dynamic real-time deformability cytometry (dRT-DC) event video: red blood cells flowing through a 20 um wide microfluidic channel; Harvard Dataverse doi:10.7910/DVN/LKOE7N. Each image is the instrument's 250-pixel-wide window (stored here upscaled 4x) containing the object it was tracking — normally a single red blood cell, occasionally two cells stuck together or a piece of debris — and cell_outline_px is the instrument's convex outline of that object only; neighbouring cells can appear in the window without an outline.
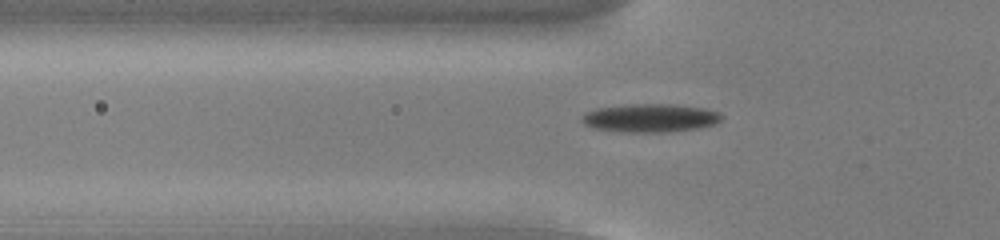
{"species": "common noctule bat (a hibernating species)", "species_latin": "Nyctalus noctula", "temperature_condition": "cold", "stored_images_in_passage": 54, "camera_frame_rate_fps": 3000, "um_per_image_px": 0.085, "animal": {"sex": "male", "body_mass_g": 13.0, "forearm_length_mm": 53.1}, "frame": {"image": 1, "passage_image": 19, "time_ms": 6.0, "image_size_px": [1000, 240], "cell_outline_px": [[724, 116], [716, 124], [700, 128], [668, 132], [624, 132], [592, 128], [584, 124], [580, 120], [584, 112], [596, 108], [632, 104], [672, 104], [704, 108], [720, 112]], "centroid_in_image_um": [55.27, 10.03], "position_along_channel_um": 70.5, "area_um2": 23.35}}
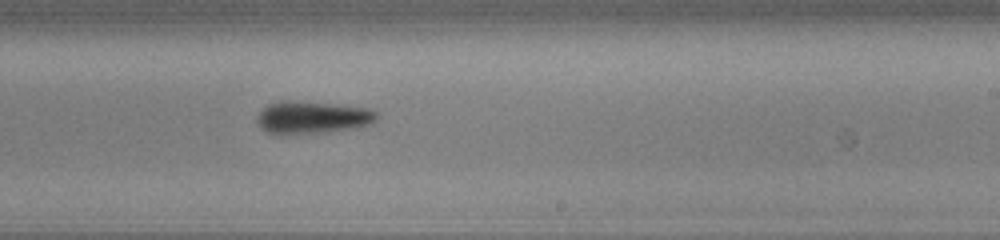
{"frame": {"image": 2, "passage_image": 34, "time_ms": 11.0, "image_size_px": [1000, 240], "cell_outline_px": [[380, 116], [372, 124], [356, 128], [324, 132], [280, 136], [268, 132], [260, 128], [256, 120], [256, 116], [268, 104], [284, 100], [340, 104], [368, 108], [376, 112]], "centroid_in_image_um": [26.55, 10.0], "position_along_channel_um": 262.5, "area_um2": 23.18}}
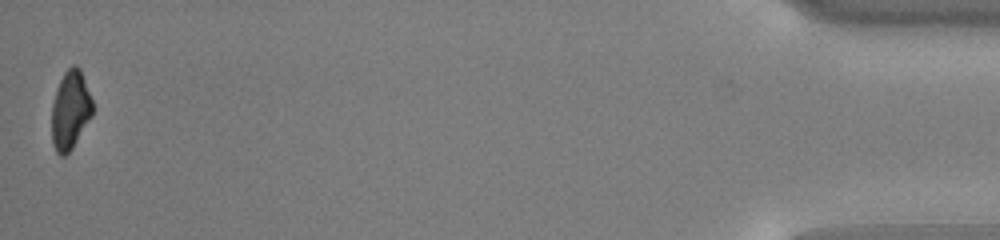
{"frame": {"image": 3, "passage_image": 54, "time_ms": 17.667, "image_size_px": [1000, 240], "cell_outline_px": [[92, 116], [72, 148], [64, 156], [60, 156], [56, 152], [52, 144], [52, 104], [60, 80], [64, 72], [72, 64], [76, 64], [80, 68], [92, 100]], "centroid_in_image_um": [5.97, 9.36], "position_along_channel_um": 429.2, "area_um2": 18.61}, "authors_computed_cell_mechanics": {"area_um2": 21.1548, "velocity_mm_per_s": 3.8612, "shape_relaxation_time_tau1_ms": 2.3566, "shape_relaxation_time_tau2_ms": null, "deformation_change_tau1": 0.1269, "deformation_change_tau2": null}}